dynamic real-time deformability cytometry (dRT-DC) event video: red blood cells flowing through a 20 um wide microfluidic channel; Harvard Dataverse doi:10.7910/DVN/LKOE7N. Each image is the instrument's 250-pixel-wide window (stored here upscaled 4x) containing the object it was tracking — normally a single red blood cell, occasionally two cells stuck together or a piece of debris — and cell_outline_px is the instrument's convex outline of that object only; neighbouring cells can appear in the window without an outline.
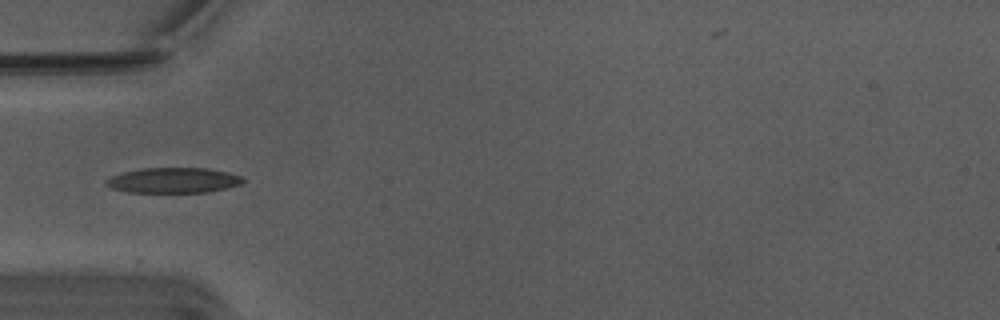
{"species": "Egyptian fruit bat (a non-hibernating species)", "species_latin": "Rousettus aegyptiacus", "temperature_condition": "warm", "stored_images_in_passage": 39, "camera_frame_rate_fps": 3000, "um_per_image_px": 0.085, "animal": {"sex": "male"}, "frame": {"image": 1, "passage_image": 1, "time_ms": 0.0, "image_size_px": [1000, 320], "cell_outline_px": [[244, 180], [240, 184], [208, 192], [128, 192], [112, 188], [104, 184], [104, 180], [112, 176], [124, 172], [140, 168], [204, 168], [228, 172], [240, 176]], "centroid_in_image_um": [14.69, 15.32], "position_along_channel_um": 70.3, "area_um2": 20.0}}
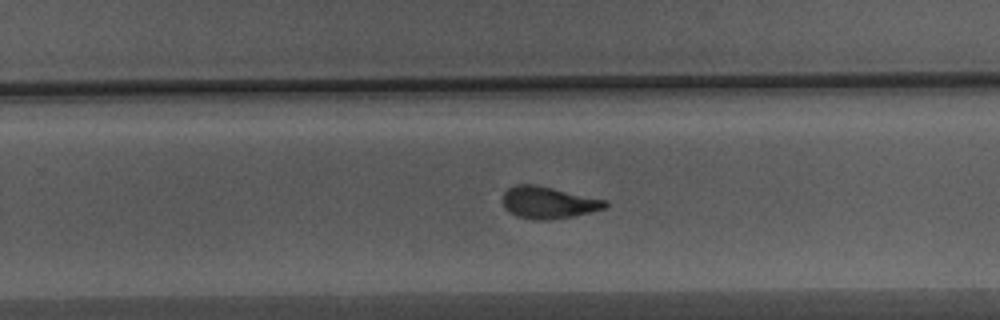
{"frame": {"image": 2, "passage_image": 18, "time_ms": 5.667, "image_size_px": [1000, 320], "cell_outline_px": [[608, 204], [604, 208], [592, 212], [572, 216], [548, 220], [536, 220], [516, 216], [508, 212], [504, 208], [504, 192], [508, 188], [516, 184], [536, 184], [608, 200]], "centroid_in_image_um": [46.61, 17.21], "position_along_channel_um": 283.2, "area_um2": 19.19}}
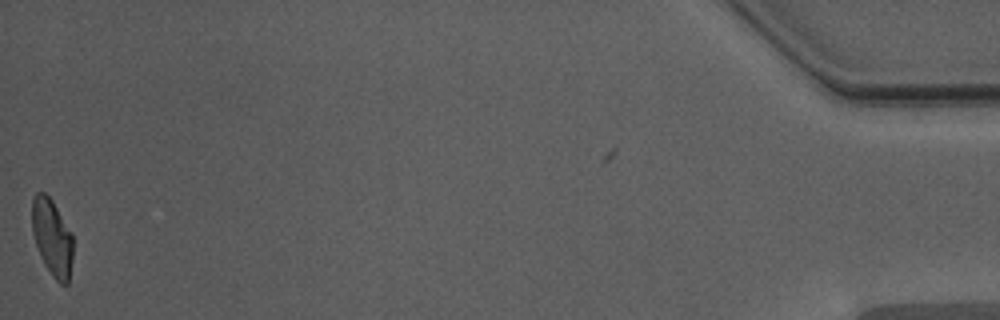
{"frame": {"image": 3, "passage_image": 38, "time_ms": 12.333, "image_size_px": [1000, 320], "cell_outline_px": [[72, 260], [68, 284], [60, 284], [52, 276], [44, 264], [36, 244], [32, 232], [32, 200], [36, 192], [44, 192], [52, 200], [72, 232]], "centroid_in_image_um": [4.43, 20.18], "position_along_channel_um": 430.8, "area_um2": 18.32}, "authors_computed_cell_mechanics": {"area_um2": 19.2474, "velocity_mm_per_s": 3.7592, "shape_relaxation_time_tau1_ms": 4.9016, "shape_relaxation_time_tau2_ms": 1.2337, "deformation_change_tau1": 0.1827, "deformation_change_tau2": 0.0805}}